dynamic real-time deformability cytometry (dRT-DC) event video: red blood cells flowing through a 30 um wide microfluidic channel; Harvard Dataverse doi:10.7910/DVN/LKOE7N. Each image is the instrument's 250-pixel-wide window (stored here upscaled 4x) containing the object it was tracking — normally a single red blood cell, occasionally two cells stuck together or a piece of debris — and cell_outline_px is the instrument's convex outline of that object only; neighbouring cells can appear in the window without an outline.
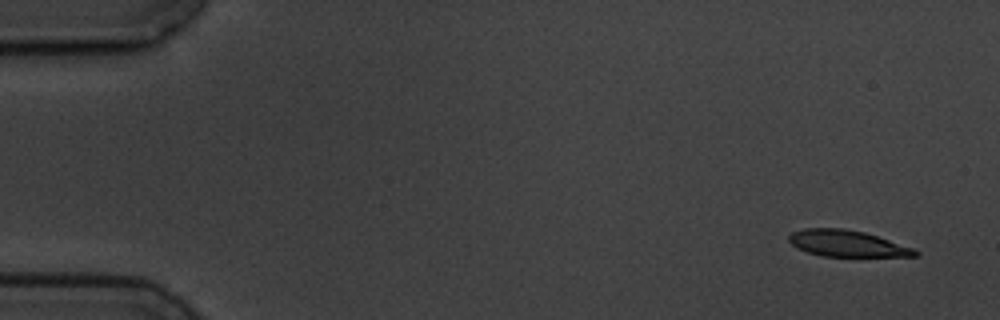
{"species": "common noctule bat (a hibernating species)", "species_latin": "Nyctalus noctula", "temperature_condition": "cold", "stored_images_in_passage": 7, "camera_frame_rate_fps": 3000, "um_per_image_px": 0.085, "animal": {"sex": "male", "body_mass_g": 19.5, "forearm_length_mm": 54.6}, "frame": {"image": 1, "passage_image": 1, "time_ms": 0.0, "image_size_px": [1000, 320], "cell_outline_px": [[920, 256], [820, 256], [796, 248], [788, 240], [788, 236], [792, 232], [804, 228], [844, 228], [864, 232], [916, 248], [920, 252]], "centroid_in_image_um": [72.02, 20.69], "position_along_channel_um": 13.0, "area_um2": 19.54}}
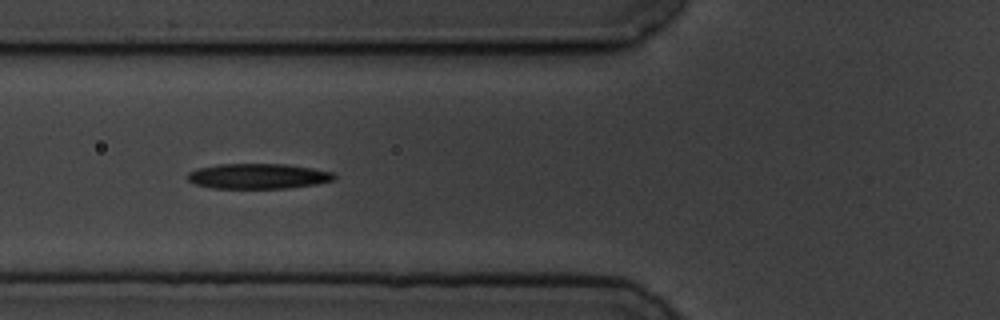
{"frame": {"image": 2, "passage_image": 6, "time_ms": 6.0, "image_size_px": [1000, 320], "cell_outline_px": [[336, 176], [332, 180], [316, 184], [288, 188], [212, 188], [192, 184], [188, 180], [188, 172], [196, 168], [220, 164], [284, 164], [312, 168], [332, 172]], "centroid_in_image_um": [21.89, 14.97], "position_along_channel_um": 103.9, "area_um2": 21.56}}
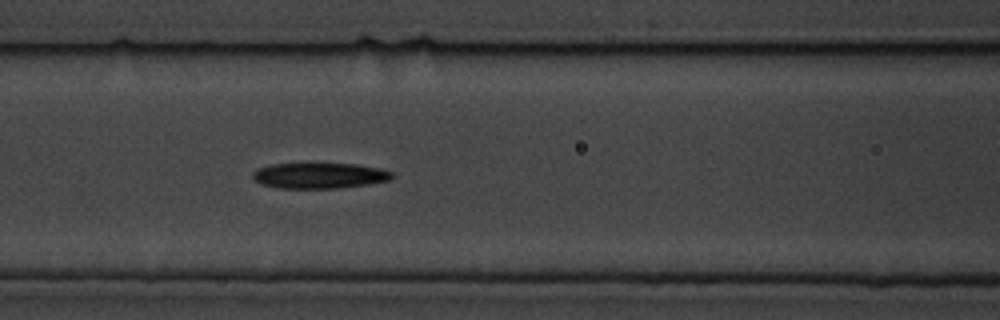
{"frame": {"image": 3, "passage_image": 7, "time_ms": 7.0, "image_size_px": [1000, 320], "cell_outline_px": [[396, 176], [388, 180], [368, 184], [340, 188], [276, 188], [264, 184], [256, 180], [252, 176], [252, 172], [256, 168], [272, 164], [356, 164], [380, 168], [392, 172]], "centroid_in_image_um": [27.16, 14.92], "position_along_channel_um": 139.4, "area_um2": 20.75}}